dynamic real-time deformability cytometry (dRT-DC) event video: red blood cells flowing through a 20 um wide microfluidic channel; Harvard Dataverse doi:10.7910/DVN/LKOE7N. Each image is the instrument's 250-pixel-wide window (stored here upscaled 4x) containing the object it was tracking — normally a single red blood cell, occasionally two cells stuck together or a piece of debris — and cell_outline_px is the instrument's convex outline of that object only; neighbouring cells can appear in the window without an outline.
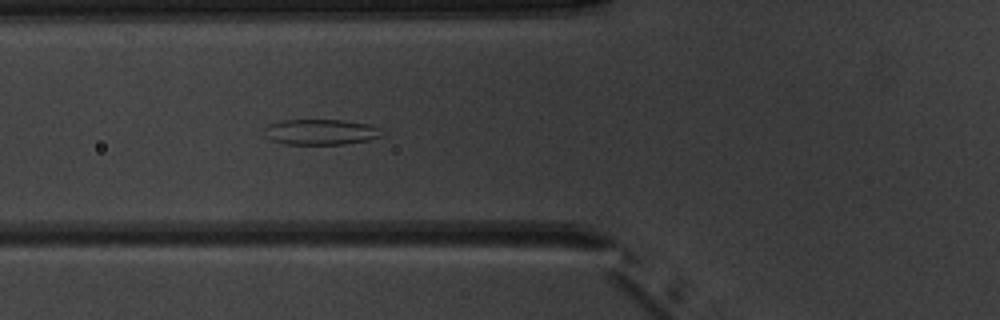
{"species": "common noctule bat (a hibernating species)", "species_latin": "Nyctalus noctula", "temperature_condition": "warm", "stored_images_in_passage": 8, "camera_frame_rate_fps": 3000, "um_per_image_px": 0.085, "animal": {"sex": "male", "body_mass_g": 20.1, "forearm_length_mm": 53.5}, "frame": {"image": 1, "passage_image": 7, "time_ms": 7.0, "image_size_px": [1000, 320], "cell_outline_px": [[384, 136], [368, 140], [344, 144], [284, 144], [272, 140], [264, 136], [264, 128], [268, 124], [280, 120], [340, 120], [368, 124], [380, 128]], "centroid_in_image_um": [27.24, 11.22], "position_along_channel_um": 98.6, "area_um2": 17.63}}